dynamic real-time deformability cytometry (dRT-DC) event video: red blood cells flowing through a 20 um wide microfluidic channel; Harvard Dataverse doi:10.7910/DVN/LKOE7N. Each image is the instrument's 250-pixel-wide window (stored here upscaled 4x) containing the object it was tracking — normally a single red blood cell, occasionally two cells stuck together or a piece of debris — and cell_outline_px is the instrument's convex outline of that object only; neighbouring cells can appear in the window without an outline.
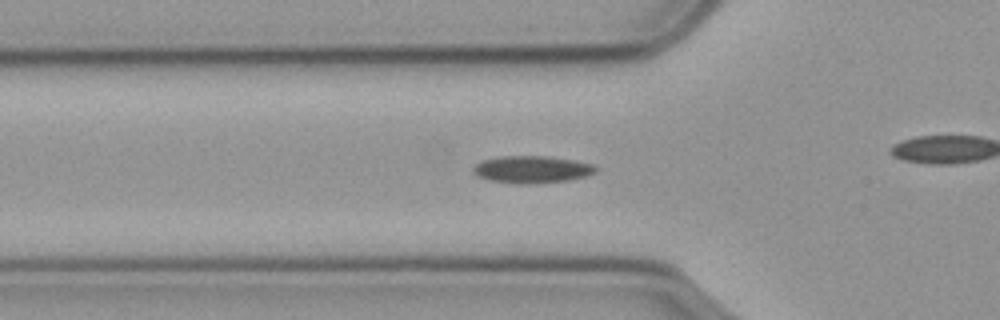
{"species": "common noctule bat (a hibernating species)", "species_latin": "Nyctalus noctula", "temperature_condition": "cold", "stored_images_in_passage": 38, "camera_frame_rate_fps": 3000, "um_per_image_px": 0.085, "animal": {"sex": "male", "body_mass_g": 23.1, "forearm_length_mm": 52.7}, "frame": {"image": 1, "passage_image": 5, "time_ms": 1.333, "image_size_px": [1000, 320], "cell_outline_px": [[596, 172], [584, 176], [568, 180], [528, 184], [516, 184], [492, 180], [480, 176], [472, 172], [472, 168], [476, 164], [484, 160], [500, 156], [548, 156], [572, 160], [592, 164], [596, 168]], "centroid_in_image_um": [45.2, 14.4], "position_along_channel_um": 80.6, "area_um2": 19.13}}
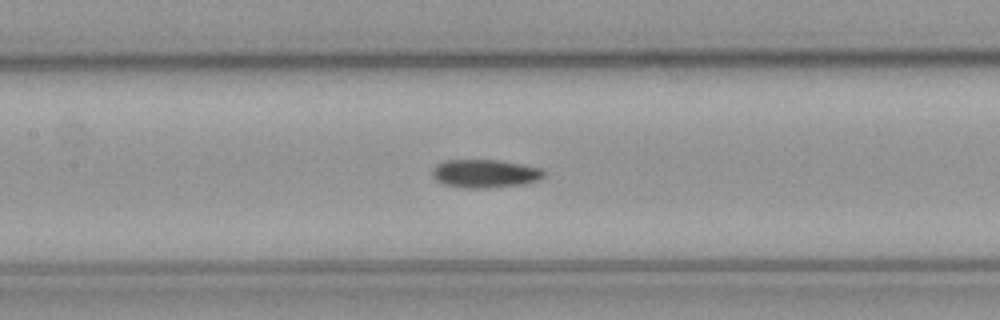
{"frame": {"image": 2, "passage_image": 12, "time_ms": 3.667, "image_size_px": [1000, 320], "cell_outline_px": [[544, 176], [536, 180], [524, 184], [488, 188], [464, 188], [444, 184], [436, 180], [432, 176], [432, 172], [436, 164], [444, 160], [496, 160], [540, 168], [544, 172]], "centroid_in_image_um": [41.17, 14.76], "position_along_channel_um": 166.2, "area_um2": 18.21}}
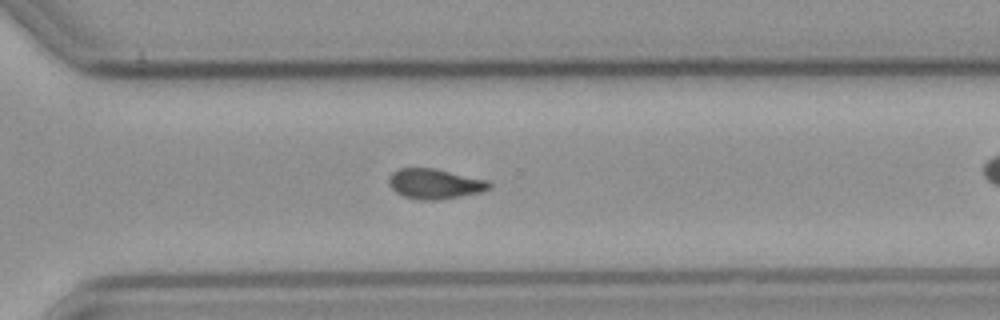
{"frame": {"image": 3, "passage_image": 26, "time_ms": 8.333, "image_size_px": [1000, 320], "cell_outline_px": [[492, 184], [488, 188], [480, 192], [460, 196], [436, 200], [424, 200], [404, 196], [396, 192], [388, 184], [388, 180], [392, 172], [400, 168], [432, 168], [488, 180]], "centroid_in_image_um": [36.93, 15.62], "position_along_channel_um": 333.7, "area_um2": 17.34}, "authors_computed_cell_mechanics": {"area_um2": 17.4845, "velocity_mm_per_s": 3.5958, "shape_relaxation_time_tau1_ms": null, "shape_relaxation_time_tau2_ms": 6.6952, "deformation_change_tau1": null, "deformation_change_tau2": 0.1263}}